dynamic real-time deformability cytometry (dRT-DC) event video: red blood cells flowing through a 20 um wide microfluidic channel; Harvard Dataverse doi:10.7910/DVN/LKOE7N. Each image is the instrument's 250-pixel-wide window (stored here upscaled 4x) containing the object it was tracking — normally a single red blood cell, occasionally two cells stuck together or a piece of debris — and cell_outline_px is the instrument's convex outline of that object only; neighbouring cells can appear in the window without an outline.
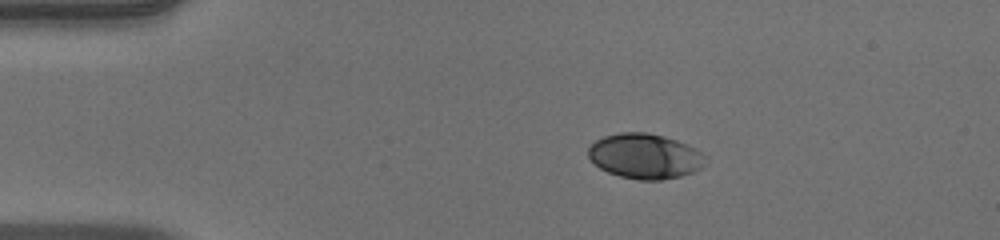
{"species": "human", "species_latin": "Homo sapiens", "temperature_condition": "warm", "stored_images_in_passage": 43, "camera_frame_rate_fps": 3000, "um_per_image_px": 0.085, "donor": {"sex": "male"}, "frame": {"image": 1, "passage_image": 1, "time_ms": 0.0, "image_size_px": [1000, 240], "cell_outline_px": [[704, 156], [700, 168], [692, 172], [680, 176], [660, 180], [640, 180], [620, 176], [608, 172], [600, 168], [588, 156], [588, 148], [596, 140], [604, 136], [620, 132], [648, 132], [664, 136], [676, 140], [700, 152]], "centroid_in_image_um": [54.76, 13.27], "position_along_channel_um": 30.2, "area_um2": 30.29}}
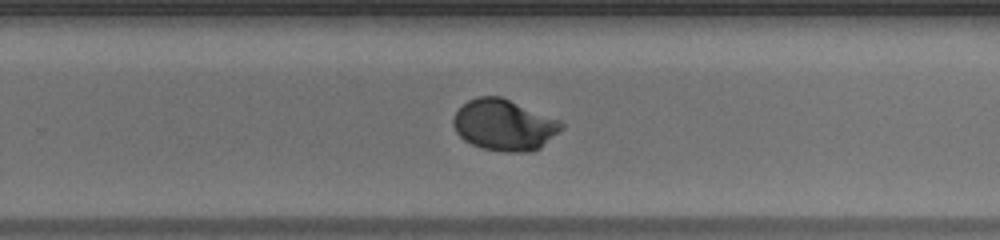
{"frame": {"image": 2, "passage_image": 25, "time_ms": 8.0, "image_size_px": [1000, 240], "cell_outline_px": [[564, 128], [540, 148], [528, 152], [504, 152], [480, 148], [464, 140], [456, 132], [452, 124], [452, 120], [456, 112], [468, 100], [480, 96], [500, 96], [560, 120], [564, 124]], "centroid_in_image_um": [42.85, 10.64], "position_along_channel_um": 286.9, "area_um2": 32.25}}
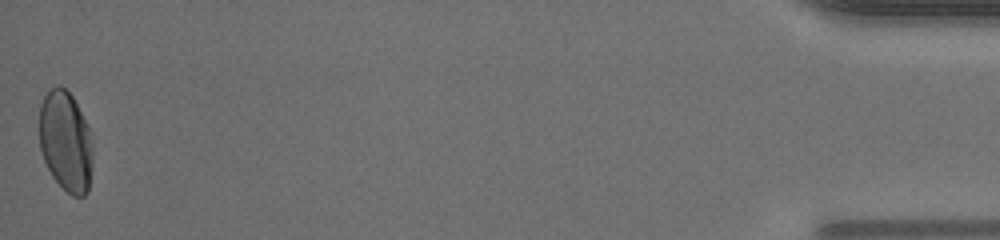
{"frame": {"image": 3, "passage_image": 43, "time_ms": 14.0, "image_size_px": [1000, 240], "cell_outline_px": [[92, 164], [88, 192], [84, 196], [72, 196], [52, 176], [44, 160], [40, 148], [40, 104], [44, 96], [52, 88], [60, 84], [72, 96], [88, 124], [92, 144]], "centroid_in_image_um": [5.59, 12.01], "position_along_channel_um": 429.6, "area_um2": 31.21}, "authors_computed_cell_mechanics": {"area_um2": 30.923, "velocity_mm_per_s": 3.9578, "shape_relaxation_time_tau1_ms": 3.5919, "shape_relaxation_time_tau2_ms": null, "deformation_change_tau1": 0.1629, "deformation_change_tau2": null}}